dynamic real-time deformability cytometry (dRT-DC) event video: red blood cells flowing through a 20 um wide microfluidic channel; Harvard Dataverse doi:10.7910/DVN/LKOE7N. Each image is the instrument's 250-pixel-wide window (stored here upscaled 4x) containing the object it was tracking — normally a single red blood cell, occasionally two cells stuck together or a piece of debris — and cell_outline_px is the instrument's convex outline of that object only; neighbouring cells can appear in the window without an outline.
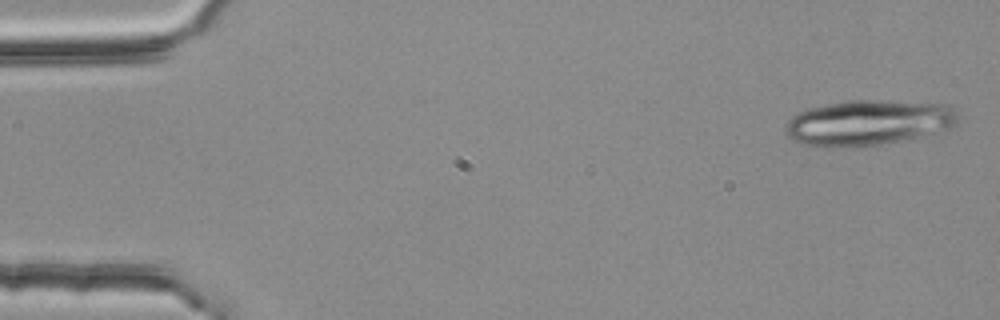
{"species": "common noctule bat (a hibernating species)", "species_latin": "Nyctalus noctula", "temperature_condition": "room temperature", "stored_images_in_passage": 3, "camera_frame_rate_fps": 3000, "um_per_image_px": 0.085, "animal": {"sex": "female", "body_mass_g": 25.1}, "frame": {"image": 1, "passage_image": 1, "time_ms": 0.0, "image_size_px": [1000, 320], "cell_outline_px": [[960, 112], [956, 124], [952, 128], [904, 140], [856, 148], [824, 148], [800, 144], [792, 140], [784, 132], [784, 128], [788, 120], [796, 112], [808, 108], [848, 100], [868, 100], [948, 104], [956, 108]], "centroid_in_image_um": [73.78, 10.45], "position_along_channel_um": 11.2, "area_um2": 46.47}}